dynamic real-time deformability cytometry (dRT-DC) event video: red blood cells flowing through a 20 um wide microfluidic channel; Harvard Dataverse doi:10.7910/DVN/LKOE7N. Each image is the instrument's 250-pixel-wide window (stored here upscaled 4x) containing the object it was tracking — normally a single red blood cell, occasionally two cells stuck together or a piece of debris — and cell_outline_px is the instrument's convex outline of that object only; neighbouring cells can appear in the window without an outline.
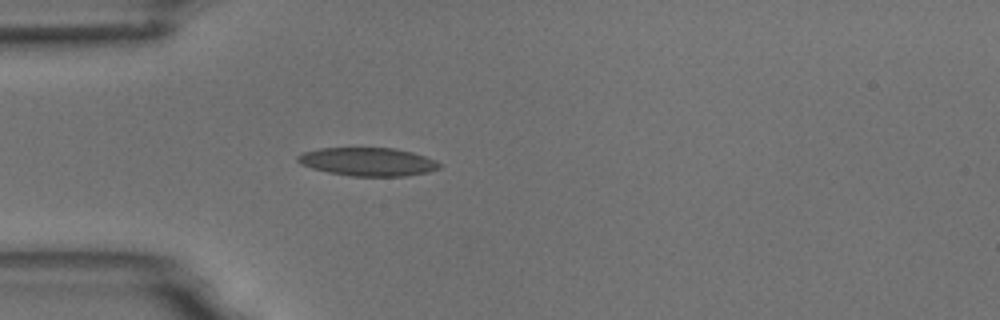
{"species": "common noctule bat (a hibernating species)", "species_latin": "Nyctalus noctula", "temperature_condition": "room temperature", "stored_images_in_passage": 2, "camera_frame_rate_fps": 3000, "um_per_image_px": 0.085, "animal": {"sex": "male", "body_mass_g": 18.8}, "frame": {"image": 1, "passage_image": 2, "time_ms": 1.0, "image_size_px": [1000, 320], "cell_outline_px": [[444, 164], [440, 168], [428, 172], [404, 176], [352, 176], [328, 172], [312, 168], [300, 164], [296, 160], [296, 156], [304, 152], [320, 148], [392, 148], [412, 152], [436, 160]], "centroid_in_image_um": [31.28, 13.75], "position_along_channel_um": 53.7, "area_um2": 23.41}}